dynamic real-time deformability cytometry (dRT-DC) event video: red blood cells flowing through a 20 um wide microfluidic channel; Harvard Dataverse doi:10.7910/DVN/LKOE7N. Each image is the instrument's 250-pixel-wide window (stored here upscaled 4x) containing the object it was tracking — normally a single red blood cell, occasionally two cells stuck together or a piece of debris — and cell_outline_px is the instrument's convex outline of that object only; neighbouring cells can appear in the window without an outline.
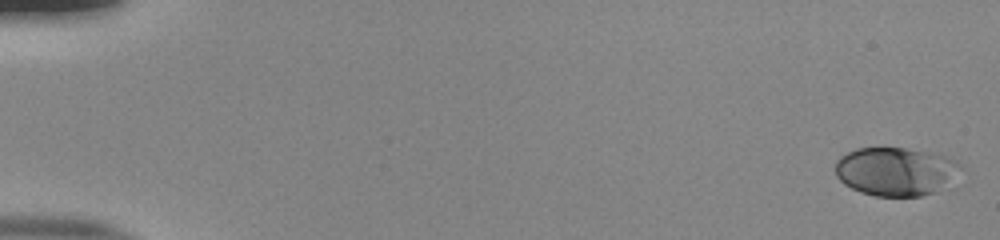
{"species": "human", "species_latin": "Homo sapiens", "temperature_condition": "room temperature", "stored_images_in_passage": 53, "camera_frame_rate_fps": 3000, "um_per_image_px": 0.085, "donor": {"sex": "male"}, "frame": {"image": 1, "passage_image": 1, "time_ms": 0.0, "image_size_px": [1000, 240], "cell_outline_px": [[964, 168], [936, 192], [920, 196], [876, 196], [860, 192], [844, 184], [836, 176], [836, 160], [840, 156], [856, 148], [904, 148], [948, 156], [956, 160]], "centroid_in_image_um": [76.12, 14.57], "position_along_channel_um": 8.9, "area_um2": 35.32}}
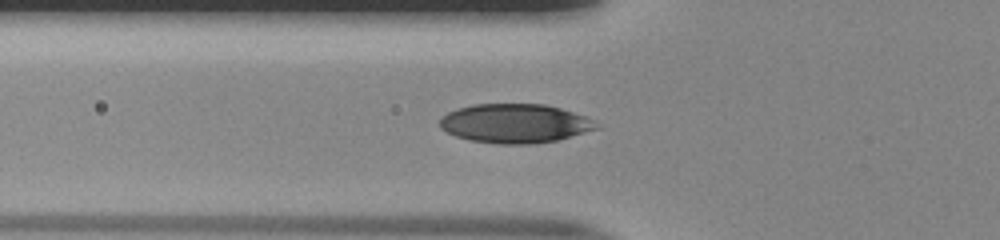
{"frame": {"image": 2, "passage_image": 20, "time_ms": 6.333, "image_size_px": [1000, 240], "cell_outline_px": [[600, 128], [556, 140], [528, 144], [500, 144], [472, 140], [456, 136], [440, 128], [440, 120], [448, 112], [456, 108], [472, 104], [544, 104], [560, 108], [596, 120], [600, 124]], "centroid_in_image_um": [43.79, 10.48], "position_along_channel_um": 82.0, "area_um2": 35.55}}
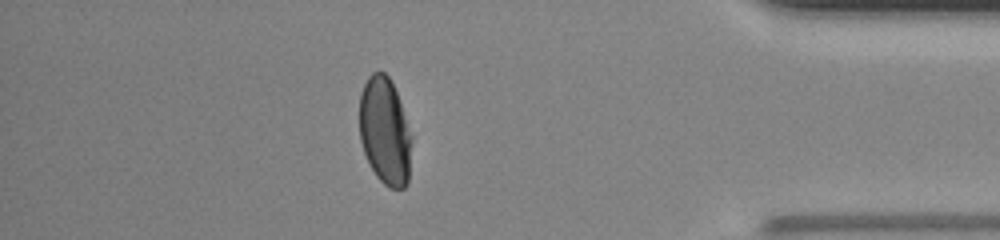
{"frame": {"image": 3, "passage_image": 47, "time_ms": 15.333, "image_size_px": [1000, 240], "cell_outline_px": [[412, 140], [408, 184], [404, 188], [388, 188], [376, 176], [364, 152], [360, 140], [360, 92], [368, 76], [372, 72], [384, 72], [388, 76], [396, 92], [412, 136]], "centroid_in_image_um": [32.72, 11.17], "position_along_channel_um": 402.5, "area_um2": 32.6}, "authors_computed_cell_mechanics": {"area_um2": 35.3736, "velocity_mm_per_s": 3.8984, "shape_relaxation_time_tau1_ms": 4.7164, "shape_relaxation_time_tau2_ms": null, "deformation_change_tau1": 0.1864, "deformation_change_tau2": null}}